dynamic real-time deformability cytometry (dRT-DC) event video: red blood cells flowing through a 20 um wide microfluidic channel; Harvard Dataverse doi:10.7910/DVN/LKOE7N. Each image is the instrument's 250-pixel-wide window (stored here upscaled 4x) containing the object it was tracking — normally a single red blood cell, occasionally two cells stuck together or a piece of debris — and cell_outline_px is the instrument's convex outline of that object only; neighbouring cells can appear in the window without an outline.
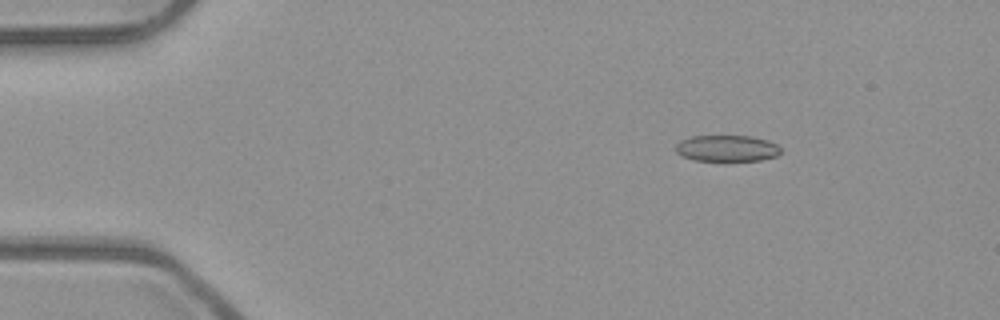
{"species": "common noctule bat (a hibernating species)", "species_latin": "Nyctalus noctula", "temperature_condition": "room temperature", "stored_images_in_passage": 5, "camera_frame_rate_fps": 3000, "um_per_image_px": 0.085, "animal": {"sex": "male", "body_mass_g": 23.1, "forearm_length_mm": 52.7}, "frame": {"image": 1, "passage_image": 3, "time_ms": 0.667, "image_size_px": [1000, 320], "cell_outline_px": [[780, 152], [776, 156], [760, 160], [692, 160], [680, 156], [676, 152], [676, 144], [680, 140], [692, 136], [748, 136], [768, 140], [776, 144], [780, 148]], "centroid_in_image_um": [61.74, 12.6], "position_along_channel_um": 23.3, "area_um2": 16.01}}